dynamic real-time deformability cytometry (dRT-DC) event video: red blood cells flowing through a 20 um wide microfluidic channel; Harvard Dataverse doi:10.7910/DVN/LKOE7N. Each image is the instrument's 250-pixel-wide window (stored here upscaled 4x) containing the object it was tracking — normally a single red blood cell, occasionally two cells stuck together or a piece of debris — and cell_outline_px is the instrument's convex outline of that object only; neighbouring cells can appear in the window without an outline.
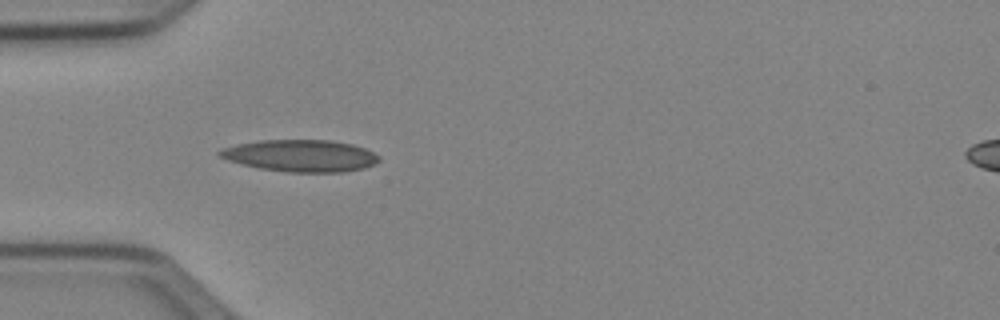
{"species": "Egyptian fruit bat (a non-hibernating species)", "species_latin": "Rousettus aegyptiacus", "temperature_condition": "cold", "stored_images_in_passage": 36, "camera_frame_rate_fps": 3000, "um_per_image_px": 0.085, "animal": {"sex": "female"}, "frame": {"image": 1, "passage_image": 1, "time_ms": 0.0, "image_size_px": [1000, 320], "cell_outline_px": [[380, 160], [376, 164], [364, 168], [344, 172], [288, 172], [260, 168], [228, 160], [220, 156], [216, 152], [224, 148], [240, 144], [260, 140], [332, 140], [352, 144], [364, 148], [380, 156]], "centroid_in_image_um": [25.61, 13.24], "position_along_channel_um": 59.4, "area_um2": 29.48}}
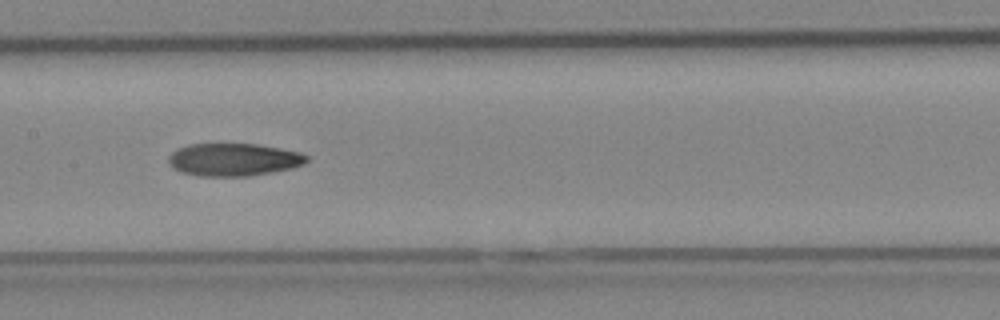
{"frame": {"image": 2, "passage_image": 11, "time_ms": 3.333, "image_size_px": [1000, 320], "cell_outline_px": [[308, 160], [304, 164], [292, 168], [272, 172], [248, 176], [200, 176], [180, 172], [172, 168], [168, 160], [168, 156], [176, 148], [188, 144], [256, 144], [280, 148], [300, 152], [308, 156]], "centroid_in_image_um": [19.83, 13.56], "position_along_channel_um": 187.6, "area_um2": 26.47}}
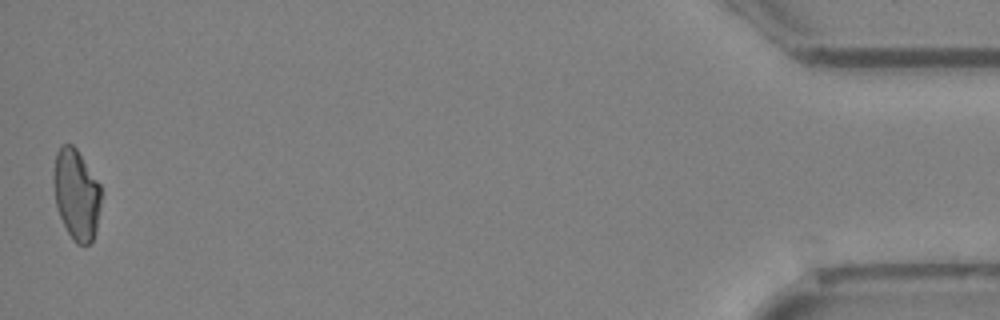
{"frame": {"image": 3, "passage_image": 36, "time_ms": 11.667, "image_size_px": [1000, 320], "cell_outline_px": [[100, 204], [96, 228], [92, 240], [88, 244], [76, 244], [72, 240], [60, 216], [56, 204], [52, 176], [56, 152], [60, 144], [72, 144], [76, 148], [100, 184]], "centroid_in_image_um": [6.46, 16.49], "position_along_channel_um": 428.7, "area_um2": 24.97}, "authors_computed_cell_mechanics": {"area_um2": 26.0389, "velocity_mm_per_s": 3.976, "shape_relaxation_time_tau1_ms": null, "shape_relaxation_time_tau2_ms": 8.7896, "deformation_change_tau1": null, "deformation_change_tau2": 0.1962}}